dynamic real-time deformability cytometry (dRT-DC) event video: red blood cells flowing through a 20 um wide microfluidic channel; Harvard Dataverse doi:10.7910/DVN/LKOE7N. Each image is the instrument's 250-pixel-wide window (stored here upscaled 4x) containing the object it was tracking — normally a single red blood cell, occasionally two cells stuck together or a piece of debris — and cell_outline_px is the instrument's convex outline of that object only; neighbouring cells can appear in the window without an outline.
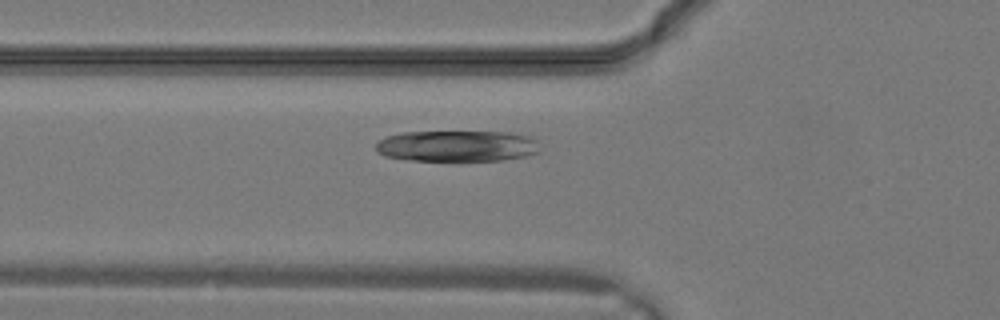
{"species": "common noctule bat (a hibernating species)", "species_latin": "Nyctalus noctula", "temperature_condition": "warm", "stored_images_in_passage": 19, "camera_frame_rate_fps": 3000, "um_per_image_px": 0.085, "animal": {"sex": "male", "body_mass_g": 19.2, "forearm_length_mm": 51.8}, "frame": {"image": 1, "passage_image": 11, "time_ms": 3.333, "image_size_px": [1000, 320], "cell_outline_px": [[540, 152], [524, 156], [504, 160], [408, 160], [384, 156], [376, 152], [376, 144], [384, 136], [404, 132], [508, 132], [532, 136], [536, 140]], "centroid_in_image_um": [38.84, 12.4], "position_along_channel_um": 87.0, "area_um2": 29.82}}
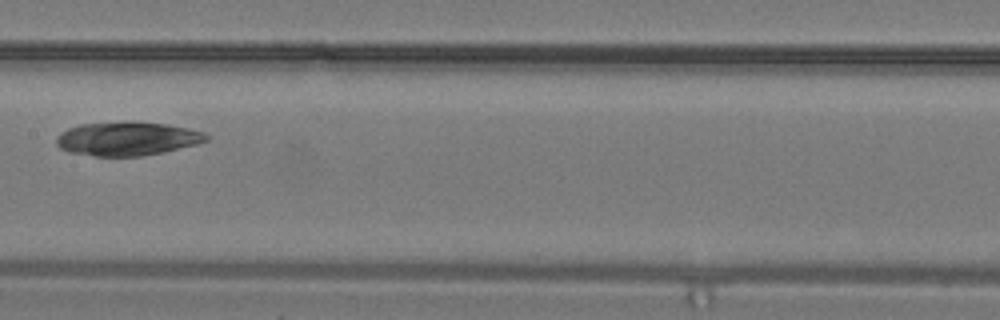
{"frame": {"image": 2, "passage_image": 16, "time_ms": 5.0, "image_size_px": [1000, 320], "cell_outline_px": [[208, 140], [196, 144], [164, 152], [144, 156], [96, 156], [68, 152], [60, 148], [56, 144], [56, 136], [60, 132], [68, 128], [80, 124], [168, 124], [188, 128], [204, 132], [208, 136]], "centroid_in_image_um": [10.79, 11.83], "position_along_channel_um": 196.6, "area_um2": 28.67}}
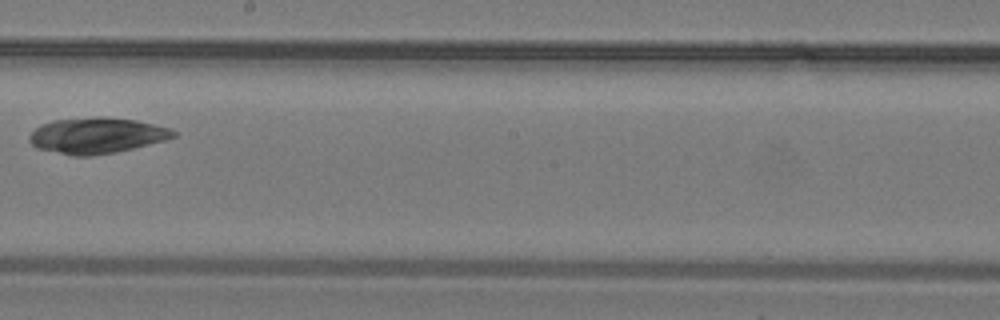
{"frame": {"image": 3, "passage_image": 18, "time_ms": 5.667, "image_size_px": [1000, 320], "cell_outline_px": [[176, 136], [164, 140], [116, 152], [88, 156], [72, 156], [36, 148], [28, 140], [28, 136], [40, 124], [52, 120], [96, 116], [100, 116], [136, 120], [168, 128], [176, 132]], "centroid_in_image_um": [8.16, 11.51], "position_along_channel_um": 240.0, "area_um2": 30.06}}